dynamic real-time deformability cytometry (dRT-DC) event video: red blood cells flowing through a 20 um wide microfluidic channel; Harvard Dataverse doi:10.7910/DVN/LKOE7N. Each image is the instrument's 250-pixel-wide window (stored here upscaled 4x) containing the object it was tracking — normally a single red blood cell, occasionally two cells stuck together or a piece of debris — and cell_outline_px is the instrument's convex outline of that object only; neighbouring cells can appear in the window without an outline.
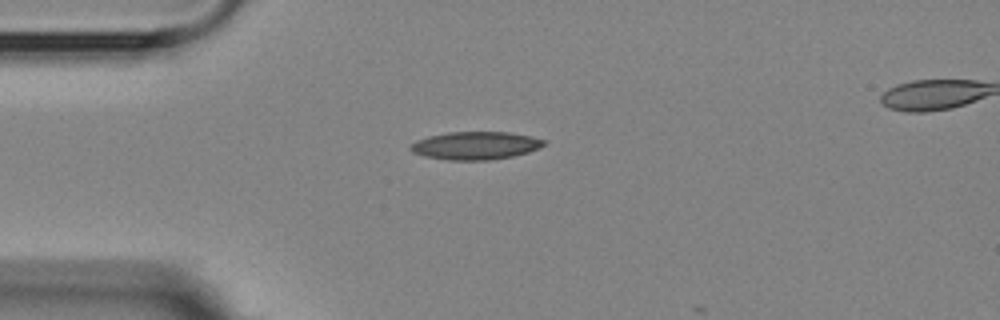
{"species": "Egyptian fruit bat (a non-hibernating species)", "species_latin": "Rousettus aegyptiacus", "temperature_condition": "room temperature", "stored_images_in_passage": 2, "camera_frame_rate_fps": 3000, "um_per_image_px": 0.085, "animal": {"sex": "female"}, "frame": {"image": 1, "passage_image": 1, "time_ms": 0.0, "image_size_px": [1000, 320], "cell_outline_px": [[544, 144], [540, 148], [528, 152], [512, 156], [488, 160], [448, 160], [424, 156], [412, 152], [408, 148], [416, 140], [428, 136], [448, 132], [508, 132], [528, 136], [544, 140]], "centroid_in_image_um": [40.37, 12.37], "position_along_channel_um": 44.6, "area_um2": 21.56}}